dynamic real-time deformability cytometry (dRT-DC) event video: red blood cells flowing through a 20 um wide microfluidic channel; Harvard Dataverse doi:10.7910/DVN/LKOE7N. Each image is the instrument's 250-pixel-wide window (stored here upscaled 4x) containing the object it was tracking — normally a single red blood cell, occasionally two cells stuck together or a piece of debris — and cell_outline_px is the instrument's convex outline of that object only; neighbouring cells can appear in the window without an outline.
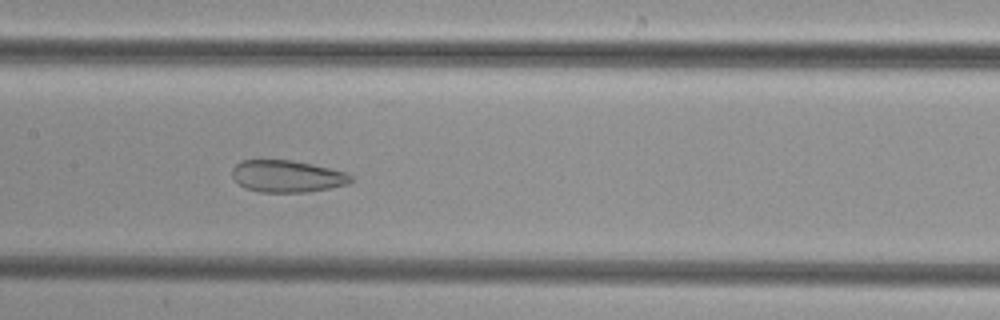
{"species": "common noctule bat (a hibernating species)", "species_latin": "Nyctalus noctula", "temperature_condition": "cold", "stored_images_in_passage": 38, "camera_frame_rate_fps": 3000, "um_per_image_px": 0.085, "animal": {"sex": "female", "body_mass_g": 29.2, "forearm_length_mm": 56.3}, "frame": {"image": 1, "passage_image": 14, "time_ms": 4.333, "image_size_px": [1000, 320], "cell_outline_px": [[352, 180], [348, 184], [308, 192], [260, 192], [244, 188], [232, 176], [232, 168], [236, 164], [244, 160], [292, 160], [312, 164], [344, 172], [352, 176]], "centroid_in_image_um": [24.38, 14.98], "position_along_channel_um": 183.0, "area_um2": 21.96}}
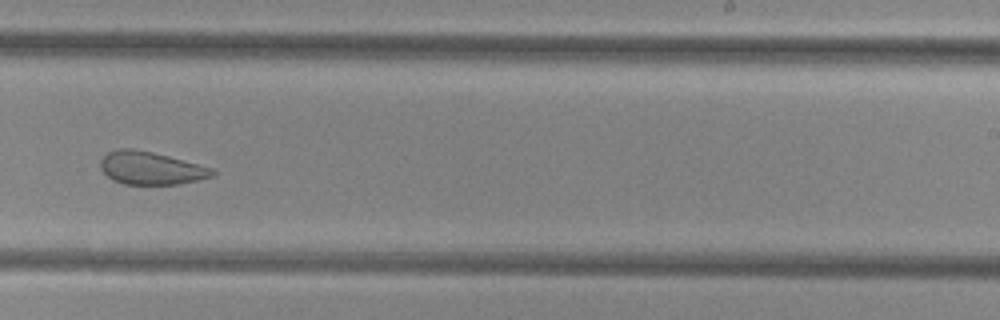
{"frame": {"image": 2, "passage_image": 21, "time_ms": 6.667, "image_size_px": [1000, 320], "cell_outline_px": [[216, 172], [212, 176], [200, 180], [180, 184], [124, 184], [112, 180], [100, 168], [100, 160], [108, 152], [120, 148], [132, 148], [152, 152], [168, 156], [212, 168]], "centroid_in_image_um": [12.81, 14.29], "position_along_channel_um": 276.2, "area_um2": 21.33}}
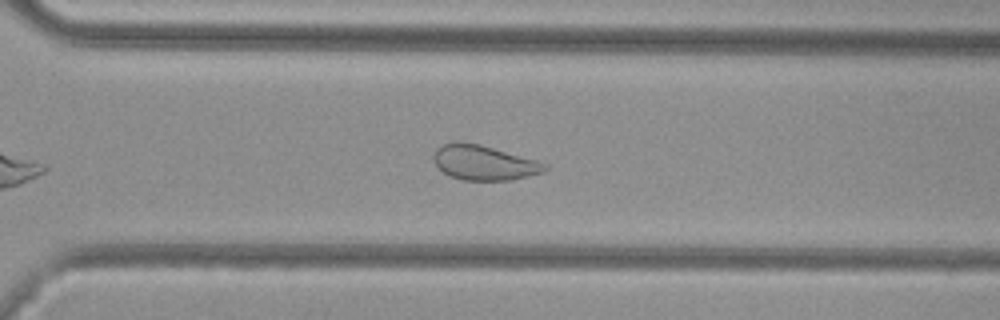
{"frame": {"image": 3, "passage_image": 25, "time_ms": 8.0, "image_size_px": [1000, 320], "cell_outline_px": [[548, 168], [544, 172], [512, 180], [460, 180], [444, 172], [432, 160], [432, 156], [436, 148], [440, 144], [480, 144], [548, 164]], "centroid_in_image_um": [41.15, 13.85], "position_along_channel_um": 329.5, "area_um2": 22.08}}